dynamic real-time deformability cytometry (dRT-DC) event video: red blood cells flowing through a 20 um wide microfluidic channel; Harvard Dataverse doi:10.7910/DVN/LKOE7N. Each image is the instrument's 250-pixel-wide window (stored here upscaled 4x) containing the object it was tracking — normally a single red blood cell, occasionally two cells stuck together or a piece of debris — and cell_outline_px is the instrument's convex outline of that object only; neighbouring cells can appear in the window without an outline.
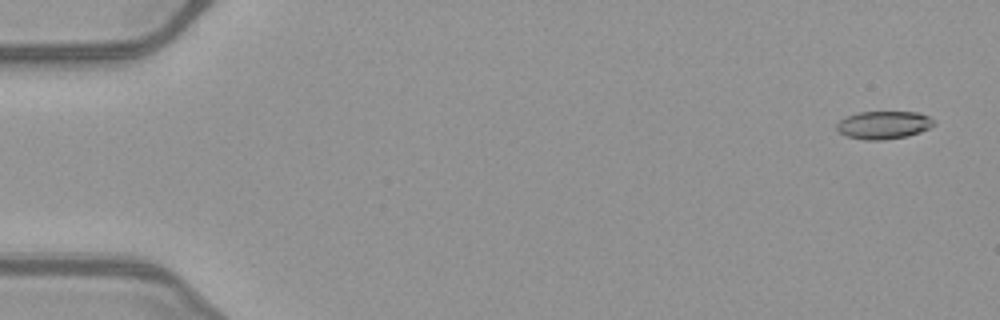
{"species": "common noctule bat (a hibernating species)", "species_latin": "Nyctalus noctula", "temperature_condition": "warm", "stored_images_in_passage": 52, "camera_frame_rate_fps": 3000, "um_per_image_px": 0.085, "animal": {"sex": "female", "body_mass_g": 21.9}, "frame": {"image": 1, "passage_image": 3, "time_ms": 0.667, "image_size_px": [1000, 320], "cell_outline_px": [[936, 124], [920, 132], [908, 136], [880, 140], [868, 140], [848, 136], [840, 132], [836, 128], [836, 124], [840, 120], [848, 116], [860, 112], [920, 112], [936, 120]], "centroid_in_image_um": [75.16, 10.61], "position_along_channel_um": 9.8, "area_um2": 15.72}}
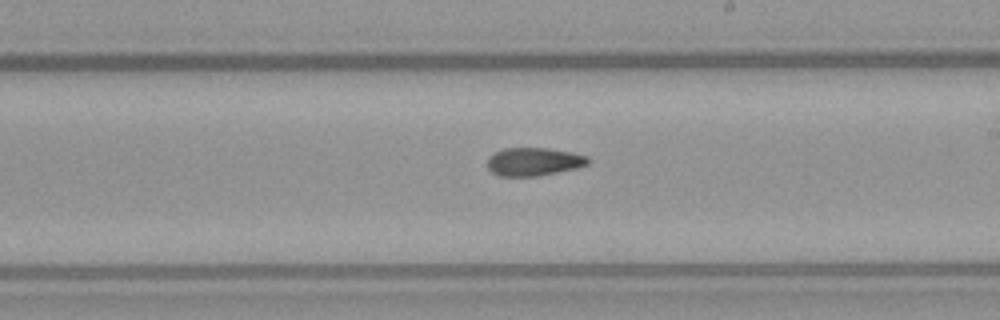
{"frame": {"image": 2, "passage_image": 31, "time_ms": 10.0, "image_size_px": [1000, 320], "cell_outline_px": [[588, 164], [576, 168], [536, 176], [500, 176], [492, 172], [488, 168], [488, 160], [496, 152], [504, 148], [548, 148], [572, 152], [588, 156]], "centroid_in_image_um": [45.38, 13.74], "position_along_channel_um": 243.6, "area_um2": 16.3}}
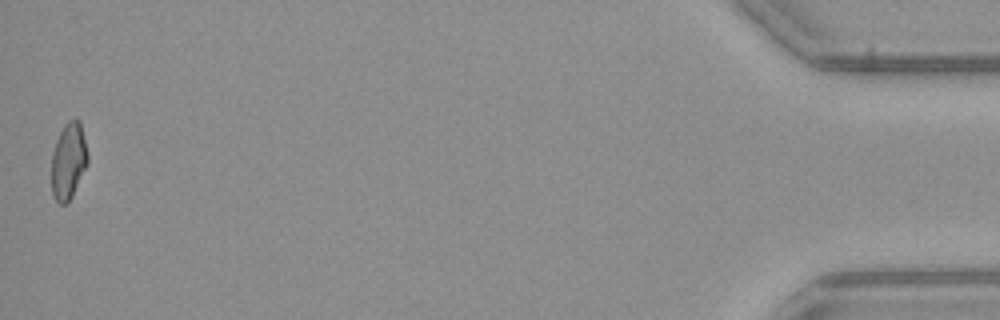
{"frame": {"image": 3, "passage_image": 52, "time_ms": 17.0, "image_size_px": [1000, 320], "cell_outline_px": [[88, 164], [68, 204], [60, 204], [56, 200], [52, 192], [52, 152], [56, 140], [64, 124], [68, 120], [76, 116], [80, 120], [88, 152]], "centroid_in_image_um": [5.84, 13.65], "position_along_channel_um": 429.4, "area_um2": 16.42}, "authors_computed_cell_mechanics": {"area_um2": 16.5886, "velocity_mm_per_s": 4.0443, "shape_relaxation_time_tau1_ms": null, "shape_relaxation_time_tau2_ms": 4.1008, "deformation_change_tau1": null, "deformation_change_tau2": 0.1084}}